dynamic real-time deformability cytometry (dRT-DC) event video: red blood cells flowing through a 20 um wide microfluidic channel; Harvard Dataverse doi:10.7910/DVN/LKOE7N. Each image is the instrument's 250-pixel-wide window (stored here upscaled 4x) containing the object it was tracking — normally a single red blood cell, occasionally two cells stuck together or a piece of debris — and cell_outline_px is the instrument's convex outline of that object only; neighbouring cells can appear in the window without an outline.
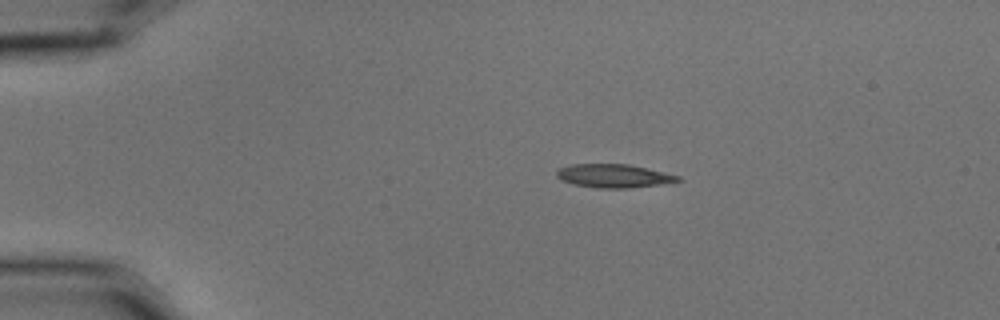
{"species": "common noctule bat (a hibernating species)", "species_latin": "Nyctalus noctula", "temperature_condition": "cold", "stored_images_in_passage": 5, "camera_frame_rate_fps": 3000, "um_per_image_px": 0.085, "animal": {"sex": "male", "body_mass_g": 15.6}, "frame": {"image": 1, "passage_image": 3, "time_ms": 0.667, "image_size_px": [1000, 320], "cell_outline_px": [[684, 180], [628, 188], [600, 188], [572, 184], [556, 176], [556, 172], [560, 168], [572, 164], [628, 164], [680, 176]], "centroid_in_image_um": [52.15, 14.94], "position_along_channel_um": 32.9, "area_um2": 16.24}}
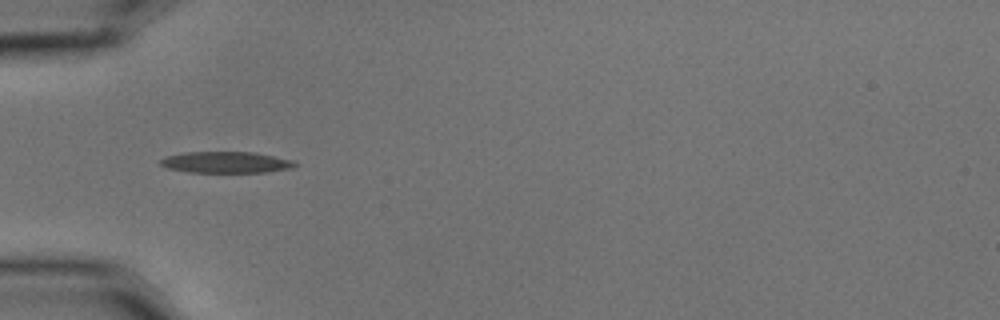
{"frame": {"image": 2, "passage_image": 5, "time_ms": 1.333, "image_size_px": [1000, 320], "cell_outline_px": [[300, 164], [292, 168], [268, 172], [188, 172], [168, 168], [160, 164], [160, 160], [164, 156], [184, 152], [256, 152], [296, 160]], "centroid_in_image_um": [19.28, 13.79], "position_along_channel_um": 65.7, "area_um2": 16.99}}